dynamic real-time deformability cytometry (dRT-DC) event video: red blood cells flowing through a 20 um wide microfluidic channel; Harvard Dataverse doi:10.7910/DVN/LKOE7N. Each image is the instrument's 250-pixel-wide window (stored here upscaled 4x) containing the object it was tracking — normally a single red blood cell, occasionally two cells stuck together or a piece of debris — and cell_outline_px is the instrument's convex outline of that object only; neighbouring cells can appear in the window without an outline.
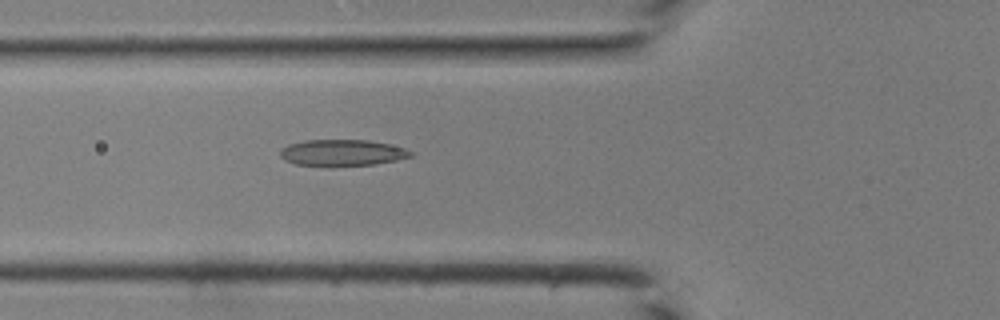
{"species": "common noctule bat (a hibernating species)", "species_latin": "Nyctalus noctula", "temperature_condition": "room temperature", "stored_images_in_passage": 29, "camera_frame_rate_fps": 3000, "um_per_image_px": 0.085, "animal": {"sex": "male", "body_mass_g": 19.0, "forearm_length_mm": 50.8}, "frame": {"image": 1, "passage_image": 3, "time_ms": 0.667, "image_size_px": [1000, 320], "cell_outline_px": [[412, 156], [396, 160], [372, 164], [296, 164], [284, 160], [280, 156], [280, 152], [288, 144], [304, 140], [368, 140], [388, 144], [404, 148], [412, 152]], "centroid_in_image_um": [29.08, 12.95], "position_along_channel_um": 96.7, "area_um2": 19.25}}
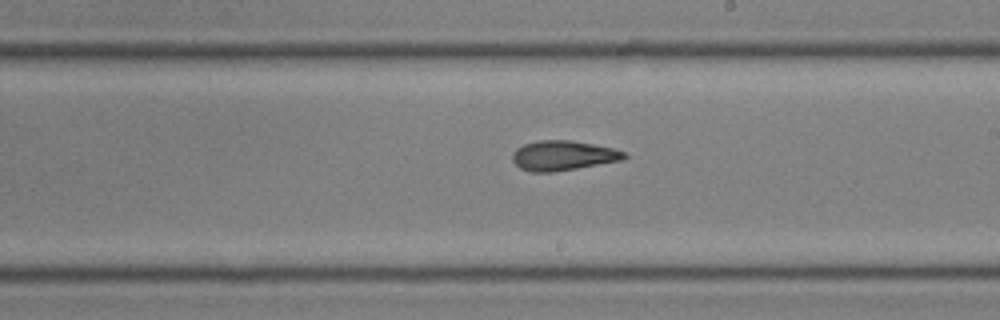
{"frame": {"image": 2, "passage_image": 12, "time_ms": 3.667, "image_size_px": [1000, 320], "cell_outline_px": [[628, 156], [624, 160], [552, 172], [528, 172], [520, 168], [512, 160], [512, 152], [516, 148], [524, 144], [536, 140], [568, 140], [592, 144], [612, 148], [628, 152]], "centroid_in_image_um": [47.86, 13.22], "position_along_channel_um": 241.1, "area_um2": 19.54}}
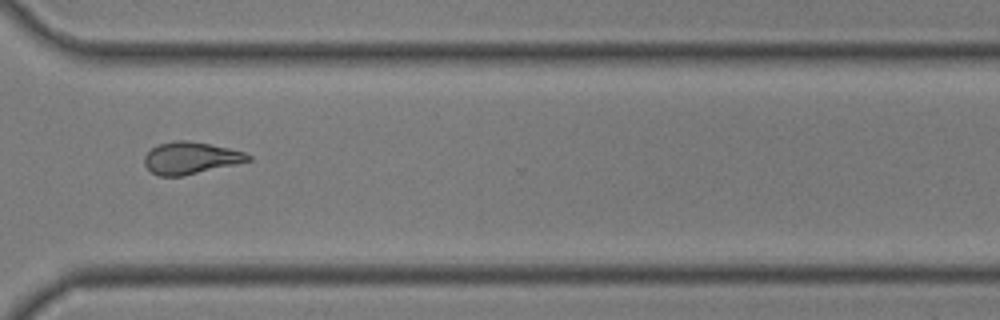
{"frame": {"image": 3, "passage_image": 19, "time_ms": 6.0, "image_size_px": [1000, 320], "cell_outline_px": [[252, 160], [236, 164], [184, 176], [156, 176], [144, 164], [144, 156], [152, 148], [160, 144], [176, 140], [188, 140], [228, 148], [244, 152], [252, 156]], "centroid_in_image_um": [16.2, 13.44], "position_along_channel_um": 354.4, "area_um2": 19.31}}